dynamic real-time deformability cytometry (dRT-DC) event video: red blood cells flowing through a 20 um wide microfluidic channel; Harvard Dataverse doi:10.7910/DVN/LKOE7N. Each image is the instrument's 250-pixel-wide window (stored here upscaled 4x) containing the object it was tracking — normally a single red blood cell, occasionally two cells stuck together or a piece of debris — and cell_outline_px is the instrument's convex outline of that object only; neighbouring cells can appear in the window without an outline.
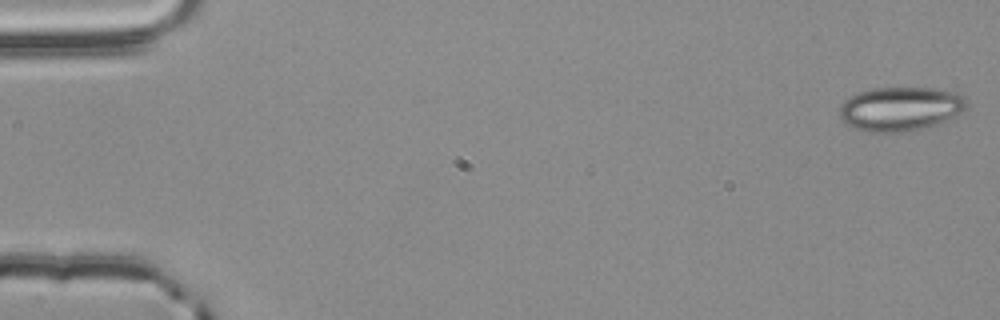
{"species": "common noctule bat (a hibernating species)", "species_latin": "Nyctalus noctula", "temperature_condition": "room temperature", "stored_images_in_passage": 55, "camera_frame_rate_fps": 3000, "um_per_image_px": 0.085, "animal": {"sex": "male", "body_mass_g": 20.4}, "frame": {"image": 1, "passage_image": 1, "time_ms": 0.0, "image_size_px": [1000, 320], "cell_outline_px": [[968, 108], [928, 128], [908, 132], [868, 132], [844, 124], [840, 116], [840, 104], [844, 100], [860, 92], [876, 88], [932, 88], [956, 92], [964, 96], [968, 104]], "centroid_in_image_um": [76.53, 9.26], "position_along_channel_um": 8.5, "area_um2": 32.71}}
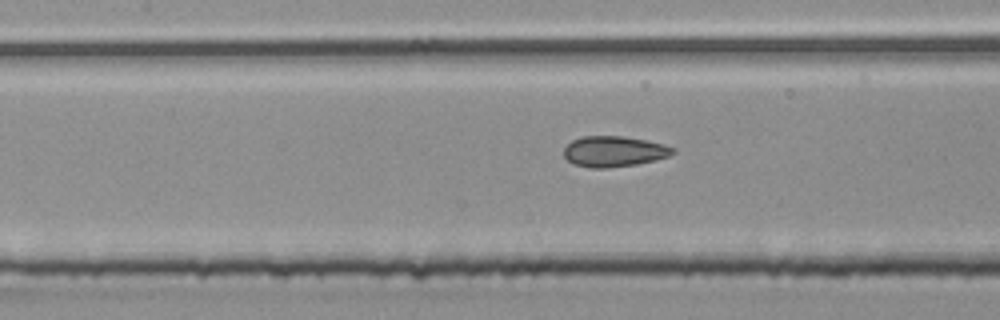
{"frame": {"image": 2, "passage_image": 25, "time_ms": 8.0, "image_size_px": [1000, 320], "cell_outline_px": [[676, 152], [668, 156], [636, 164], [608, 168], [588, 168], [572, 164], [564, 156], [564, 148], [572, 140], [580, 136], [624, 136], [664, 144], [676, 148]], "centroid_in_image_um": [52.16, 12.87], "position_along_channel_um": 155.2, "area_um2": 19.54}}
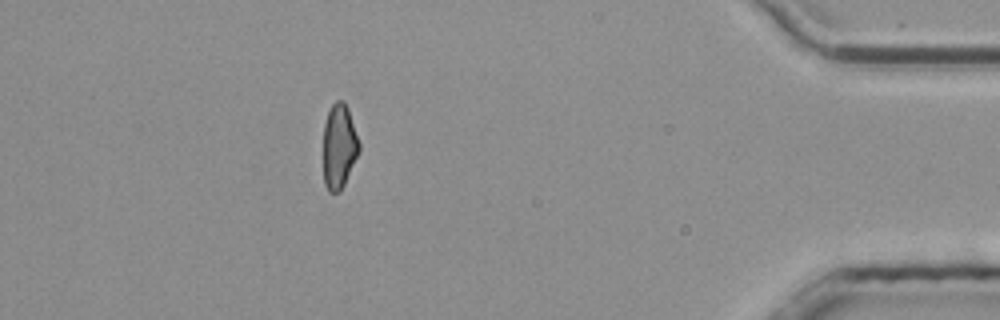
{"frame": {"image": 3, "passage_image": 49, "time_ms": 16.0, "image_size_px": [1000, 320], "cell_outline_px": [[360, 152], [340, 192], [328, 192], [324, 184], [324, 124], [328, 112], [332, 104], [336, 100], [344, 100], [348, 108], [360, 144]], "centroid_in_image_um": [28.83, 12.44], "position_along_channel_um": 406.4, "area_um2": 17.74}, "authors_computed_cell_mechanics": {"area_um2": 19.2474, "velocity_mm_per_s": 3.7979, "shape_relaxation_time_tau1_ms": 5.5767, "shape_relaxation_time_tau2_ms": 1.4771, "deformation_change_tau1": 0.1057, "deformation_change_tau2": 0.0851}}